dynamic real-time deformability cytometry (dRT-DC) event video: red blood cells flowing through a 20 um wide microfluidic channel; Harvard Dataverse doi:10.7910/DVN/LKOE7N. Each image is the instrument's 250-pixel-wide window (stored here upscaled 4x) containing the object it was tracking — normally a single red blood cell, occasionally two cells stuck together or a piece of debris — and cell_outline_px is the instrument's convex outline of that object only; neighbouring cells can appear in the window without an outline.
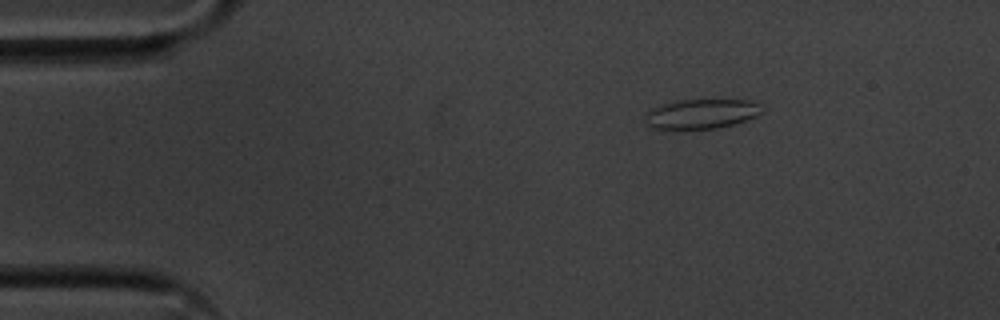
{"species": "common noctule bat (a hibernating species)", "species_latin": "Nyctalus noctula", "temperature_condition": "cold", "stored_images_in_passage": 48, "camera_frame_rate_fps": 3000, "um_per_image_px": 0.085, "animal": {"sex": "male", "body_mass_g": 20.1, "forearm_length_mm": 53.5}, "frame": {"image": 1, "passage_image": 1, "time_ms": 0.0, "image_size_px": [1000, 320], "cell_outline_px": [[764, 112], [756, 116], [732, 124], [716, 128], [652, 128], [648, 124], [648, 112], [652, 108], [660, 104], [672, 100], [752, 100], [764, 104]], "centroid_in_image_um": [59.72, 9.64], "position_along_channel_um": 25.3, "area_um2": 20.0}}
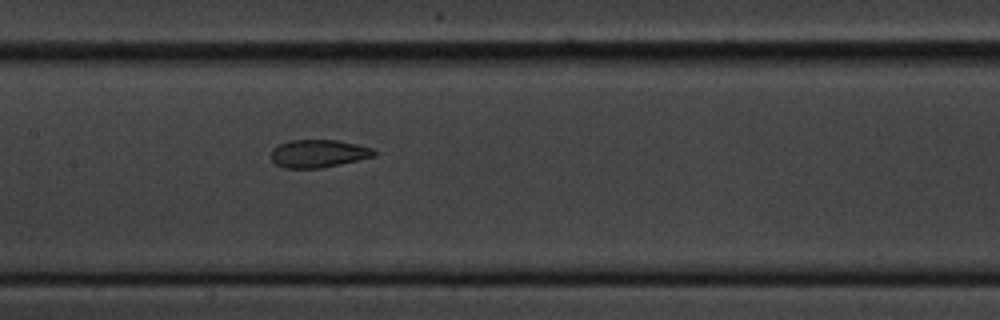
{"frame": {"image": 2, "passage_image": 19, "time_ms": 6.0, "image_size_px": [1000, 320], "cell_outline_px": [[376, 156], [340, 164], [320, 168], [284, 168], [276, 164], [272, 160], [272, 148], [288, 140], [336, 140], [356, 144], [372, 148], [376, 152]], "centroid_in_image_um": [27.06, 13.05], "position_along_channel_um": 180.3, "area_um2": 16.65}}
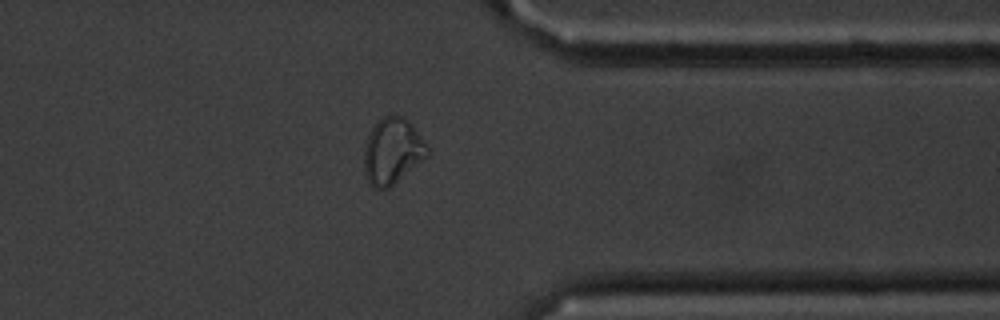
{"frame": {"image": 3, "passage_image": 36, "time_ms": 11.667, "image_size_px": [1000, 320], "cell_outline_px": [[432, 152], [428, 156], [388, 188], [372, 188], [368, 184], [364, 172], [364, 148], [368, 136], [372, 128], [384, 116], [400, 116], [408, 120], [432, 148]], "centroid_in_image_um": [33.38, 12.86], "position_along_channel_um": 378.0, "area_um2": 24.45}, "authors_computed_cell_mechanics": {"area_um2": 18.6983, "velocity_mm_per_s": 3.6082, "shape_relaxation_time_tau1_ms": 9.3834, "shape_relaxation_time_tau2_ms": 1.4874, "deformation_change_tau1": 0.2333, "deformation_change_tau2": 0.0568}}